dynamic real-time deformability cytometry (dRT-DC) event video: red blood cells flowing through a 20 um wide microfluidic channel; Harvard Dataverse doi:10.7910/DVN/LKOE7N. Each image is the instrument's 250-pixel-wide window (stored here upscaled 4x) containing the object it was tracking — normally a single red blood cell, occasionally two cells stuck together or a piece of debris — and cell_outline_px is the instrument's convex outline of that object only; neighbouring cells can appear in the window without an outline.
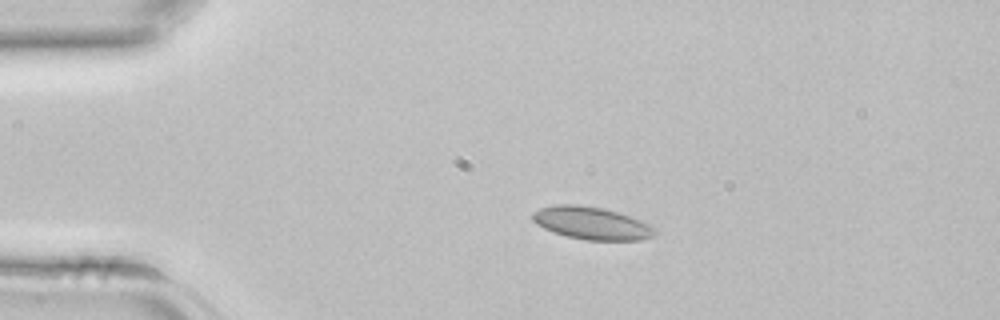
{"species": "common noctule bat (a hibernating species)", "species_latin": "Nyctalus noctula", "temperature_condition": "room temperature", "stored_images_in_passage": 21, "camera_frame_rate_fps": 3000, "um_per_image_px": 0.085, "animal": {"sex": "female", "body_mass_g": 22.7, "forearm_length_mm": 54.2}, "frame": {"image": 1, "passage_image": 1, "time_ms": 0.0, "image_size_px": [1000, 320], "cell_outline_px": [[656, 232], [652, 236], [640, 240], [588, 240], [564, 236], [552, 232], [536, 224], [532, 220], [532, 212], [540, 208], [556, 204], [580, 204], [604, 208], [620, 212], [640, 220], [656, 228]], "centroid_in_image_um": [50.26, 18.96], "position_along_channel_um": 34.7, "area_um2": 23.47}}